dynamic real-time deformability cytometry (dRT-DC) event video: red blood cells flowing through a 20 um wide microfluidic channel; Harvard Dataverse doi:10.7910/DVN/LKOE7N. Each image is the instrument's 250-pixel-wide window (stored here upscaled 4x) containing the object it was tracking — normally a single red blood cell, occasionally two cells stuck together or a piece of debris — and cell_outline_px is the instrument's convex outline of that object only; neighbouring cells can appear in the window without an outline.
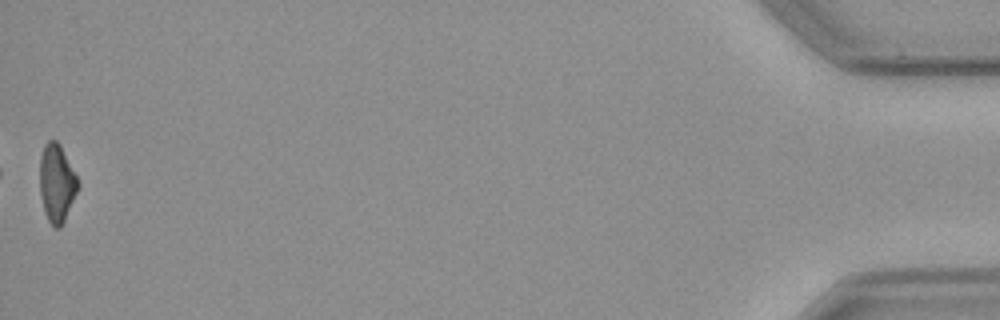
{"species": "common noctule bat (a hibernating species)", "species_latin": "Nyctalus noctula", "temperature_condition": "cold", "stored_images_in_passage": 39, "camera_frame_rate_fps": 3000, "um_per_image_px": 0.085, "animal": {"sex": "male", "body_mass_g": 23.1, "forearm_length_mm": 52.7}, "frame": {"image": 1, "passage_image": 39, "time_ms": 12.667, "image_size_px": [1000, 320], "cell_outline_px": [[80, 184], [64, 220], [60, 228], [56, 228], [48, 220], [44, 212], [40, 192], [40, 160], [44, 144], [48, 140], [56, 140], [60, 144]], "centroid_in_image_um": [4.81, 15.55], "position_along_channel_um": 430.4, "area_um2": 17.05}}